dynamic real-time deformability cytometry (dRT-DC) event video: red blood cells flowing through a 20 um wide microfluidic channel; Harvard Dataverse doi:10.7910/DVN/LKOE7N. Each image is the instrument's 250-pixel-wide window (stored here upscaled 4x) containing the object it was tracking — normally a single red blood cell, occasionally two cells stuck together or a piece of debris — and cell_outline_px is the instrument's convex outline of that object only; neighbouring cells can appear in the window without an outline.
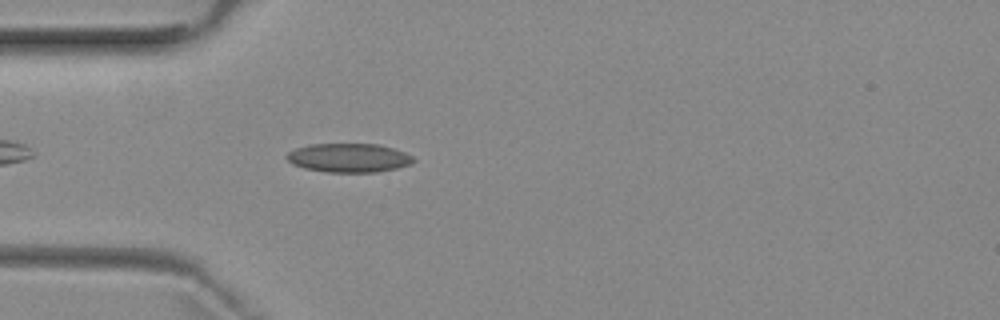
{"species": "common noctule bat (a hibernating species)", "species_latin": "Nyctalus noctula", "temperature_condition": "room temperature", "stored_images_in_passage": 1, "camera_frame_rate_fps": 3000, "um_per_image_px": 0.085, "animal": {"sex": "female", "body_mass_g": 29.2, "forearm_length_mm": 56.3}, "frame": {"image": 1, "passage_image": 1, "time_ms": 0.0, "image_size_px": [1000, 320], "cell_outline_px": [[416, 160], [412, 164], [396, 168], [376, 172], [328, 172], [304, 168], [292, 164], [284, 156], [288, 152], [296, 148], [312, 144], [376, 144], [392, 148], [404, 152], [412, 156]], "centroid_in_image_um": [29.64, 13.42], "position_along_channel_um": 55.4, "area_um2": 21.27}}